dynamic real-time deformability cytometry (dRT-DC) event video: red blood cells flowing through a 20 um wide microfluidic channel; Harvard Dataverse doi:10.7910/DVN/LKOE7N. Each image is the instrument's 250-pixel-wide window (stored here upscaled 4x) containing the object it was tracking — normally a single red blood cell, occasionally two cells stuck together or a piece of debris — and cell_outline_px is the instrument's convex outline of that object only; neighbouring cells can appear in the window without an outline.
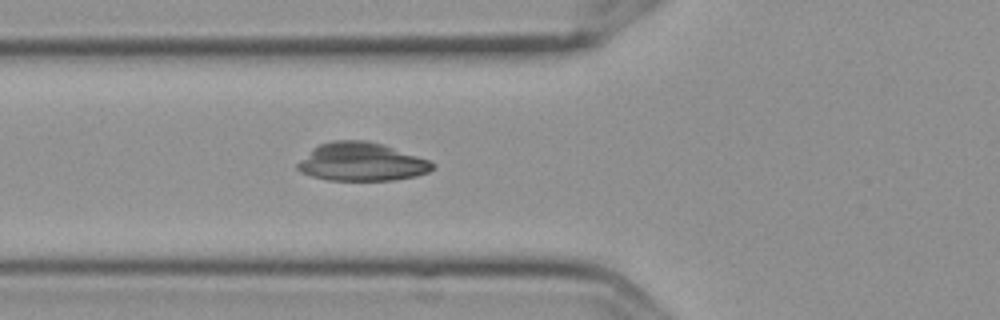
{"species": "Egyptian fruit bat (a non-hibernating species)", "species_latin": "Rousettus aegyptiacus", "temperature_condition": "cold", "stored_images_in_passage": 5, "camera_frame_rate_fps": 3000, "um_per_image_px": 0.085, "frame": {"image": 1, "passage_image": 5, "time_ms": 1.333, "image_size_px": [1000, 320], "cell_outline_px": [[436, 164], [428, 172], [416, 176], [392, 180], [328, 180], [312, 176], [300, 172], [296, 168], [296, 164], [312, 148], [320, 144], [332, 140], [364, 140], [380, 144], [428, 160]], "centroid_in_image_um": [30.68, 13.77], "position_along_channel_um": 95.1, "area_um2": 29.82}}